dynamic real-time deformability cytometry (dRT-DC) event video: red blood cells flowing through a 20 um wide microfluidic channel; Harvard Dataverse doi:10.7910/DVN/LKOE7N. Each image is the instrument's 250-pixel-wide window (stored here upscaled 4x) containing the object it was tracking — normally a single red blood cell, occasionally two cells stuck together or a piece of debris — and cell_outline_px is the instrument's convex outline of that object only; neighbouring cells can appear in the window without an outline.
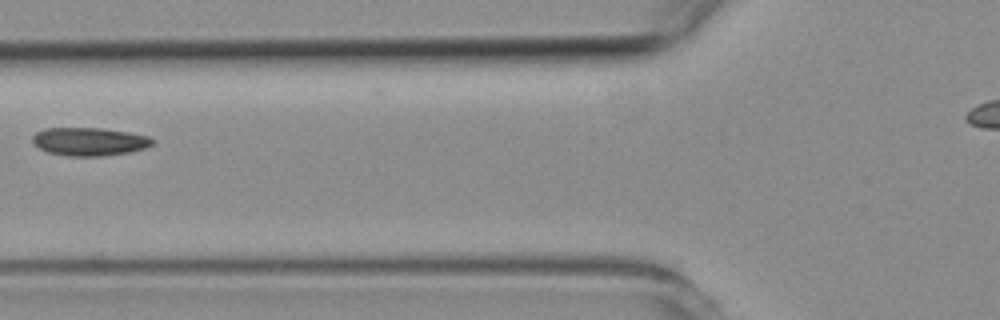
{"species": "common noctule bat (a hibernating species)", "species_latin": "Nyctalus noctula", "temperature_condition": "room temperature", "stored_images_in_passage": 6, "camera_frame_rate_fps": 3000, "um_per_image_px": 0.085, "animal": {"sex": "female", "body_mass_g": 19.3, "forearm_length_mm": 54.1}, "frame": {"image": 1, "passage_image": 6, "time_ms": 5.667, "image_size_px": [1000, 320], "cell_outline_px": [[156, 140], [152, 144], [144, 148], [128, 152], [104, 156], [68, 156], [48, 152], [32, 144], [32, 136], [36, 132], [44, 128], [100, 128], [128, 132], [148, 136]], "centroid_in_image_um": [7.57, 12.03], "position_along_channel_um": 118.2, "area_um2": 19.71}}